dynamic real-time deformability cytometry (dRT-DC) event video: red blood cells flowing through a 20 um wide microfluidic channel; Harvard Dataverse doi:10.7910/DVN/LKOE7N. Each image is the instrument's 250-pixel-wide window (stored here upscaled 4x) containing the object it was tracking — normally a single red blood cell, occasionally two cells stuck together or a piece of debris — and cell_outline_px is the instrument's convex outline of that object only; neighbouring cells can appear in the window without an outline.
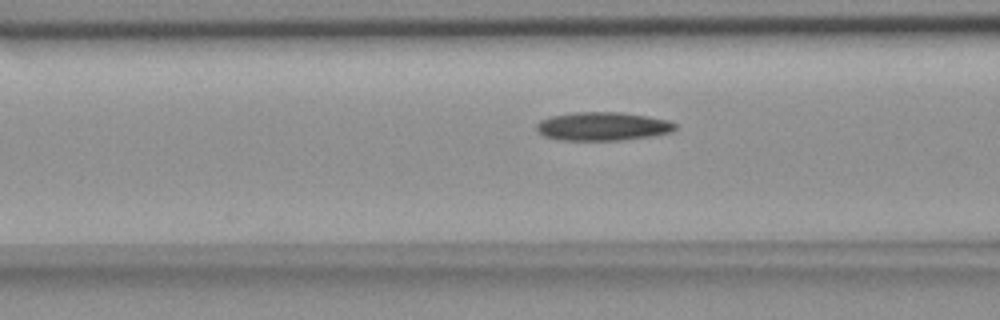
{"species": "common noctule bat (a hibernating species)", "species_latin": "Nyctalus noctula", "temperature_condition": "room temperature", "stored_images_in_passage": 36, "camera_frame_rate_fps": 3000, "um_per_image_px": 0.085, "animal": {"sex": "female", "body_mass_g": 18.4}, "frame": {"image": 1, "passage_image": 7, "time_ms": 2.0, "image_size_px": [1000, 320], "cell_outline_px": [[676, 128], [672, 132], [652, 136], [620, 140], [560, 140], [544, 136], [536, 128], [536, 124], [540, 120], [552, 116], [572, 112], [620, 112], [648, 116], [668, 120], [676, 124]], "centroid_in_image_um": [51.24, 10.73], "position_along_channel_um": 115.4, "area_um2": 23.06}}
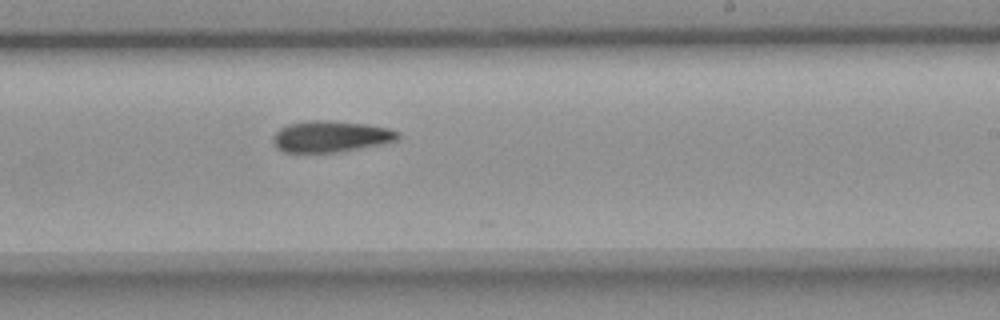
{"frame": {"image": 2, "passage_image": 19, "time_ms": 6.0, "image_size_px": [1000, 320], "cell_outline_px": [[400, 136], [396, 140], [380, 144], [336, 152], [284, 152], [276, 148], [272, 144], [272, 136], [280, 128], [288, 124], [308, 120], [324, 120], [368, 124], [388, 128], [400, 132]], "centroid_in_image_um": [28.06, 11.59], "position_along_channel_um": 260.9, "area_um2": 22.77}}
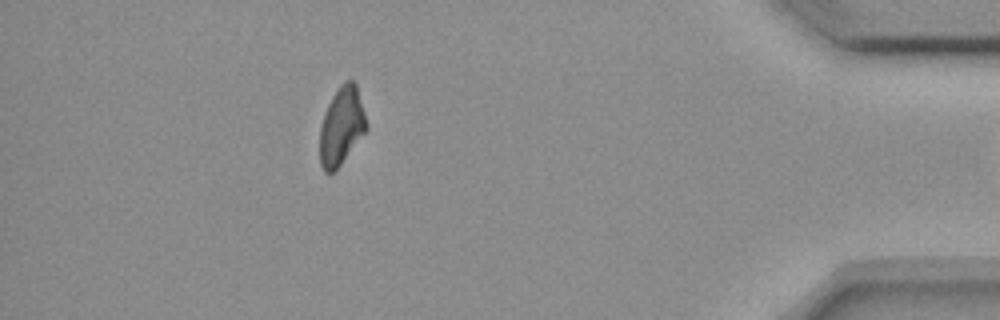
{"frame": {"image": 3, "passage_image": 35, "time_ms": 11.333, "image_size_px": [1000, 320], "cell_outline_px": [[368, 128], [336, 172], [324, 172], [320, 164], [320, 128], [328, 104], [332, 96], [340, 84], [344, 80], [352, 80], [356, 84], [364, 112]], "centroid_in_image_um": [29.03, 10.74], "position_along_channel_um": 406.2, "area_um2": 21.15}}